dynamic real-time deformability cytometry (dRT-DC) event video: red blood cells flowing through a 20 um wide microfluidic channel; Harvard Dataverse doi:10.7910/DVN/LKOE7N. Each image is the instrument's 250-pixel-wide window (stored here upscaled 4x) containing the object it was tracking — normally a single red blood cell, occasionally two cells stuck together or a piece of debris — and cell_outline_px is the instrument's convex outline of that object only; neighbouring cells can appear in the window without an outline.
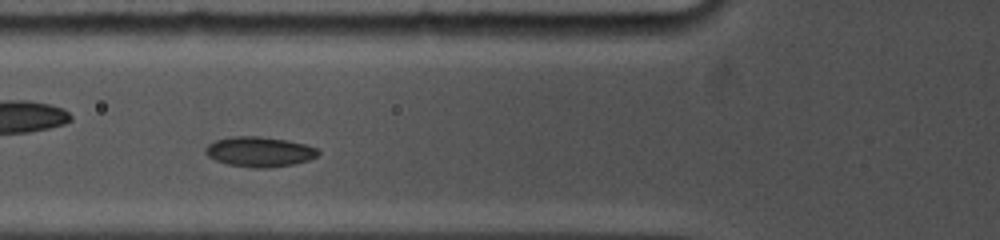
{"species": "common noctule bat (a hibernating species)", "species_latin": "Nyctalus noctula", "temperature_condition": "cold", "stored_images_in_passage": 15, "camera_frame_rate_fps": 5000, "um_per_image_px": 0.085, "animal": {"sex": "female", "body_mass_g": 19.0, "forearm_length_mm": 53.3}, "frame": {"image": 1, "passage_image": 15, "time_ms": 3.0, "image_size_px": [1000, 240], "cell_outline_px": [[320, 152], [316, 156], [308, 160], [292, 164], [264, 168], [256, 168], [228, 164], [216, 160], [208, 156], [204, 152], [204, 148], [208, 144], [216, 140], [228, 136], [260, 136], [288, 140], [304, 144], [316, 148]], "centroid_in_image_um": [22.02, 12.88], "position_along_channel_um": 103.8, "area_um2": 19.65}}